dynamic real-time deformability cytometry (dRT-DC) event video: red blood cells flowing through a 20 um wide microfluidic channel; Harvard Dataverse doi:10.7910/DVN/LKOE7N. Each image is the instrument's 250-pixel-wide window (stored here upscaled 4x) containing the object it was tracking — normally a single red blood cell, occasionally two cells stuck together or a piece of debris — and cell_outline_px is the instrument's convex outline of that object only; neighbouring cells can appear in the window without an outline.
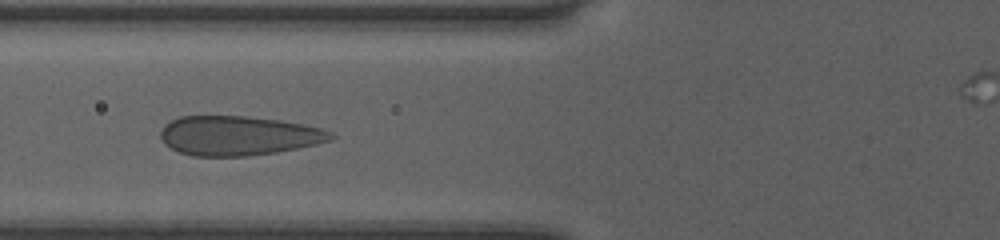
{"species": "human", "species_latin": "Homo sapiens", "temperature_condition": "room temperature", "stored_images_in_passage": 44, "camera_frame_rate_fps": 3000, "um_per_image_px": 0.085, "donor": {"sex": "female"}, "frame": {"image": 1, "passage_image": 17, "time_ms": 5.333, "image_size_px": [1000, 240], "cell_outline_px": [[336, 136], [332, 140], [316, 144], [276, 152], [248, 156], [192, 156], [180, 152], [164, 144], [160, 140], [160, 132], [164, 124], [180, 116], [244, 116], [280, 120], [304, 124], [320, 128], [332, 132]], "centroid_in_image_um": [20.25, 11.53], "position_along_channel_um": 105.5, "area_um2": 39.25}}
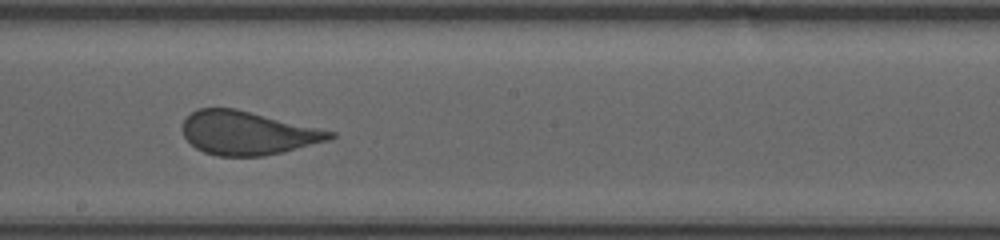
{"frame": {"image": 2, "passage_image": 26, "time_ms": 8.333, "image_size_px": [1000, 240], "cell_outline_px": [[336, 136], [332, 140], [284, 152], [264, 156], [216, 156], [204, 152], [196, 148], [184, 136], [184, 120], [192, 112], [200, 108], [236, 108], [320, 128], [336, 132]], "centroid_in_image_um": [21.11, 11.31], "position_along_channel_um": 227.1, "area_um2": 37.51}}
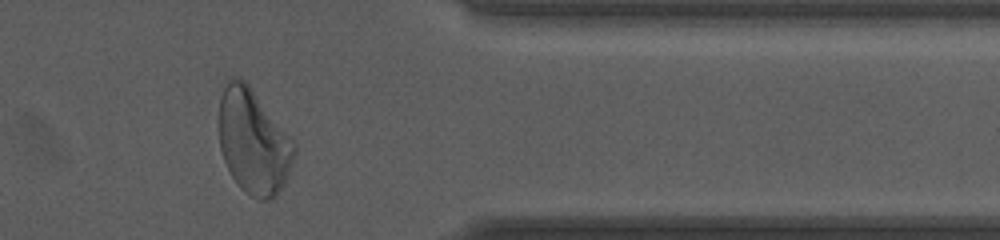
{"frame": {"image": 3, "passage_image": 39, "time_ms": 12.667, "image_size_px": [1000, 240], "cell_outline_px": [[296, 152], [288, 172], [276, 196], [268, 200], [260, 200], [252, 196], [240, 188], [232, 176], [224, 160], [220, 148], [220, 100], [224, 88], [228, 80], [232, 76], [240, 76], [248, 84], [296, 144]], "centroid_in_image_um": [21.53, 12.03], "position_along_channel_um": 389.9, "area_um2": 45.14}}